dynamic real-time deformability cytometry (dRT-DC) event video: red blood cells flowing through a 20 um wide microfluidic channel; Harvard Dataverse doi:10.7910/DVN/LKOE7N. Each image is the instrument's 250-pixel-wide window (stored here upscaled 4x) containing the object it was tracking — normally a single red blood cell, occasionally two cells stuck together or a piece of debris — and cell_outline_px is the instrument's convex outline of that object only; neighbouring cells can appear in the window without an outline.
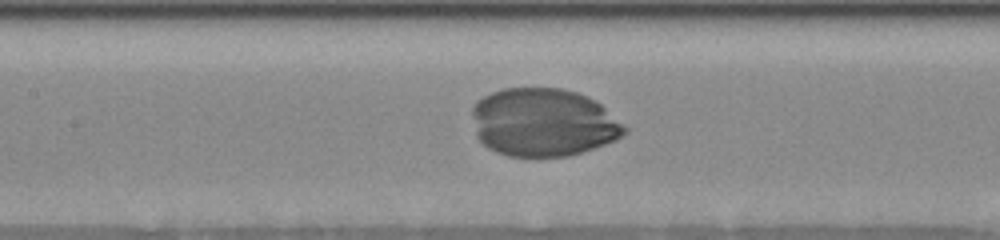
{"species": "human", "species_latin": "Homo sapiens", "temperature_condition": "room temperature", "stored_images_in_passage": 40, "camera_frame_rate_fps": 3000, "um_per_image_px": 0.085, "donor": {"sex": "female"}, "frame": {"image": 1, "passage_image": 21, "time_ms": 6.667, "image_size_px": [1000, 240], "cell_outline_px": [[628, 132], [616, 140], [568, 156], [508, 156], [496, 152], [488, 148], [476, 136], [472, 116], [472, 108], [476, 100], [492, 92], [504, 88], [560, 88], [576, 92], [600, 104], [628, 128]], "centroid_in_image_um": [46.15, 10.4], "position_along_channel_um": 161.3, "area_um2": 60.34}}
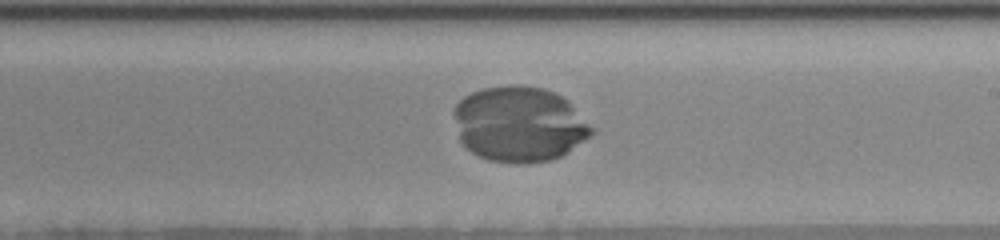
{"frame": {"image": 2, "passage_image": 27, "time_ms": 8.667, "image_size_px": [1000, 240], "cell_outline_px": [[596, 132], [568, 152], [552, 160], [524, 164], [516, 164], [488, 160], [472, 152], [460, 140], [452, 112], [456, 104], [464, 96], [472, 92], [484, 88], [512, 84], [520, 84], [544, 88], [556, 92], [568, 100], [596, 128]], "centroid_in_image_um": [44.18, 10.54], "position_along_channel_um": 244.8, "area_um2": 61.27}}
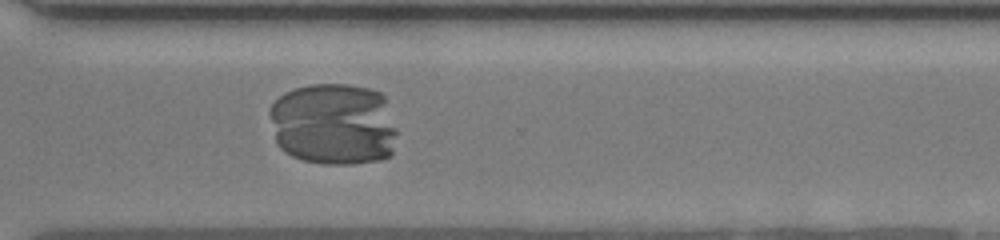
{"frame": {"image": 3, "passage_image": 34, "time_ms": 11.0, "image_size_px": [1000, 240], "cell_outline_px": [[396, 132], [392, 156], [380, 160], [352, 164], [324, 164], [304, 160], [292, 156], [284, 152], [276, 144], [268, 112], [272, 104], [284, 92], [308, 84], [348, 84], [368, 88], [380, 92], [384, 96], [396, 128]], "centroid_in_image_um": [28.35, 10.55], "position_along_channel_um": 342.3, "area_um2": 61.96}}